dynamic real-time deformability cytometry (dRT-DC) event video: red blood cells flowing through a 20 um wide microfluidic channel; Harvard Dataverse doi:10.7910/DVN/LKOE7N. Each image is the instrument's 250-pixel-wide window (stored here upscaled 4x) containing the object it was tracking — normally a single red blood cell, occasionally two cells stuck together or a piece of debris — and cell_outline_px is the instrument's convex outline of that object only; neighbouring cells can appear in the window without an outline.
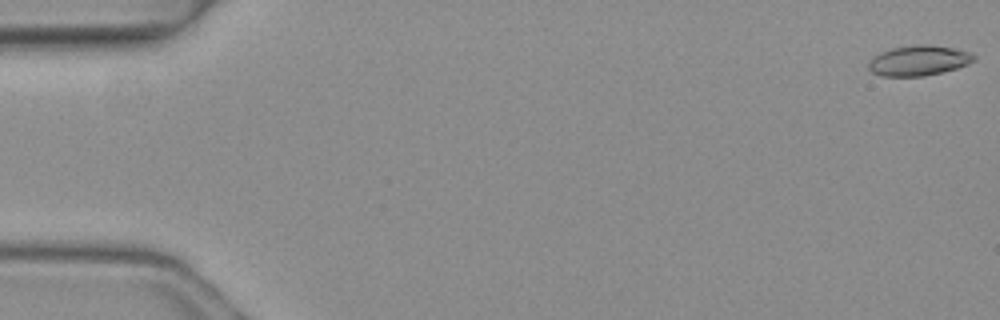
{"species": "common noctule bat (a hibernating species)", "species_latin": "Nyctalus noctula", "temperature_condition": "warm", "stored_images_in_passage": 4, "camera_frame_rate_fps": 3000, "um_per_image_px": 0.085, "animal": {"sex": "female", "body_mass_g": 19.3, "forearm_length_mm": 54.1}, "frame": {"image": 1, "passage_image": 1, "time_ms": 0.0, "image_size_px": [1000, 320], "cell_outline_px": [[976, 56], [968, 64], [956, 68], [924, 76], [880, 76], [872, 72], [868, 68], [868, 64], [872, 56], [880, 52], [892, 48], [920, 44], [928, 44], [956, 48], [968, 52]], "centroid_in_image_um": [78.05, 5.14], "position_along_channel_um": 7.0, "area_um2": 18.5}}
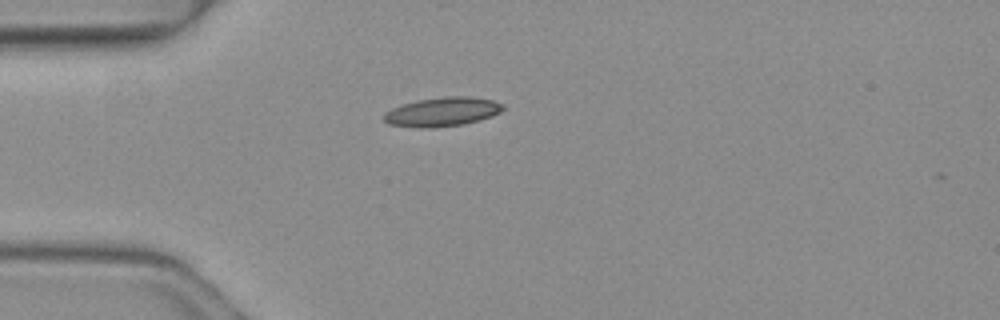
{"frame": {"image": 2, "passage_image": 4, "time_ms": 1.0, "image_size_px": [1000, 320], "cell_outline_px": [[504, 108], [500, 112], [492, 116], [480, 120], [464, 124], [432, 128], [420, 128], [388, 124], [384, 120], [384, 112], [392, 108], [416, 100], [444, 96], [468, 96], [492, 100], [504, 104]], "centroid_in_image_um": [37.6, 9.5], "position_along_channel_um": 47.4, "area_um2": 20.29}}